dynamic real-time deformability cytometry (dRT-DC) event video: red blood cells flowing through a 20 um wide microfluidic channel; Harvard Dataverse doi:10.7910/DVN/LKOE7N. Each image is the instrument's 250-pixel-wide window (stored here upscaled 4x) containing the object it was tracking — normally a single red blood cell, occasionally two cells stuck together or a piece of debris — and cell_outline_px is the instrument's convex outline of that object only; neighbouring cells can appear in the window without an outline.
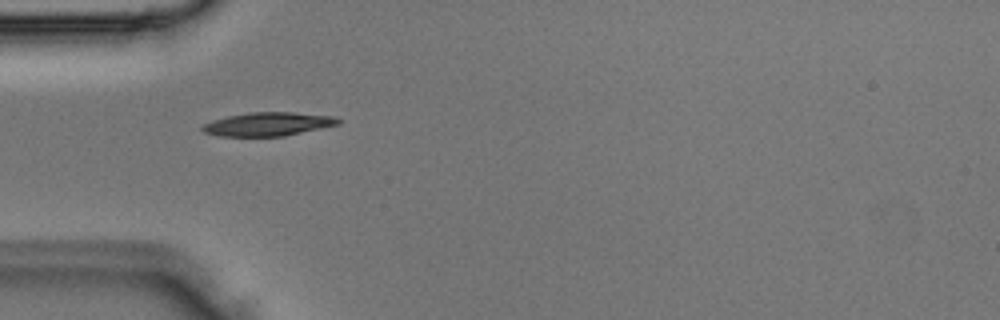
{"species": "Egyptian fruit bat (a non-hibernating species)", "species_latin": "Rousettus aegyptiacus", "temperature_condition": "room temperature", "stored_images_in_passage": 3, "camera_frame_rate_fps": 3000, "um_per_image_px": 0.085, "animal": {"sex": "male"}, "frame": {"image": 1, "passage_image": 2, "time_ms": 0.333, "image_size_px": [1000, 320], "cell_outline_px": [[340, 124], [284, 136], [220, 136], [204, 132], [200, 128], [204, 124], [212, 120], [228, 116], [252, 112], [292, 112], [336, 116], [340, 120]], "centroid_in_image_um": [22.8, 10.54], "position_along_channel_um": 62.2, "area_um2": 18.61}}
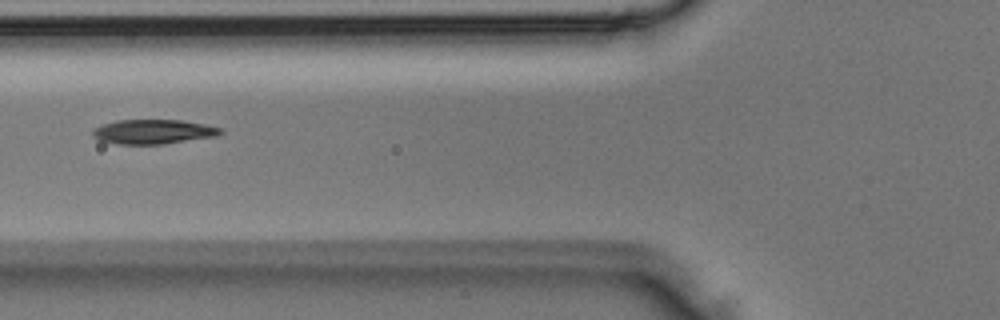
{"frame": {"image": 2, "passage_image": 3, "time_ms": 0.667, "image_size_px": [1000, 320], "cell_outline_px": [[224, 132], [216, 136], [164, 144], [116, 144], [100, 140], [92, 136], [92, 132], [96, 128], [104, 124], [116, 120], [180, 120], [204, 124], [224, 128]], "centroid_in_image_um": [13.06, 11.2], "position_along_channel_um": 112.7, "area_um2": 18.21}}